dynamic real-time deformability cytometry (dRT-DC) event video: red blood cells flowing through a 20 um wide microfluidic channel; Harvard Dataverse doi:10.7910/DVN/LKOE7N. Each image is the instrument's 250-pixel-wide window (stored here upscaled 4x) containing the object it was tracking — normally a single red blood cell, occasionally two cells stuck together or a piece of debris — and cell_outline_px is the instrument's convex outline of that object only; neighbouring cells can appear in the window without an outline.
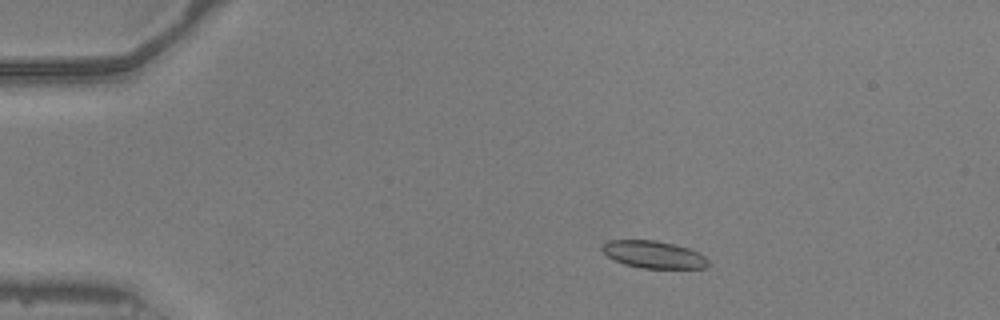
{"species": "common noctule bat (a hibernating species)", "species_latin": "Nyctalus noctula", "temperature_condition": "warm", "stored_images_in_passage": 51, "camera_frame_rate_fps": 3000, "um_per_image_px": 0.085, "animal": {"sex": "male", "body_mass_g": 20.5, "forearm_length_mm": 52.5}, "frame": {"image": 1, "passage_image": 9, "time_ms": 2.667, "image_size_px": [1000, 320], "cell_outline_px": [[708, 264], [704, 268], [644, 268], [624, 264], [608, 256], [600, 248], [608, 240], [656, 240], [688, 248], [704, 256], [708, 260]], "centroid_in_image_um": [55.54, 21.63], "position_along_channel_um": 29.5, "area_um2": 16.59}}
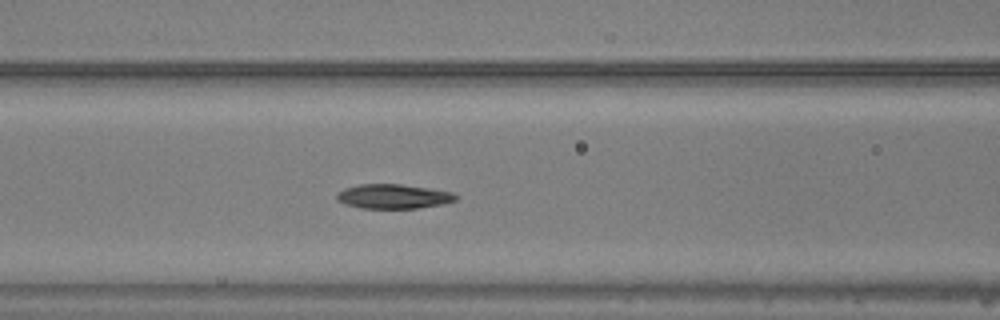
{"frame": {"image": 2, "passage_image": 22, "time_ms": 7.0, "image_size_px": [1000, 320], "cell_outline_px": [[460, 196], [456, 200], [444, 204], [420, 208], [360, 208], [344, 204], [336, 200], [336, 196], [344, 188], [360, 184], [400, 184], [428, 188], [452, 192]], "centroid_in_image_um": [33.46, 16.7], "position_along_channel_um": 133.1, "area_um2": 17.05}}
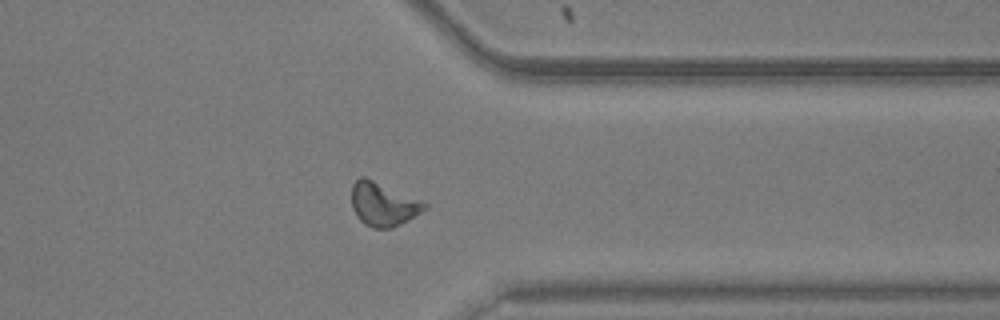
{"frame": {"image": 3, "passage_image": 41, "time_ms": 13.333, "image_size_px": [1000, 320], "cell_outline_px": [[428, 208], [408, 220], [392, 228], [372, 228], [364, 224], [356, 216], [352, 208], [352, 184], [360, 176], [364, 176], [420, 200], [428, 204]], "centroid_in_image_um": [32.55, 17.37], "position_along_channel_um": 378.8, "area_um2": 18.44}, "authors_computed_cell_mechanics": {"area_um2": 17.2822, "velocity_mm_per_s": 3.9368, "shape_relaxation_time_tau1_ms": 6.7221, "shape_relaxation_time_tau2_ms": 4.6975, "deformation_change_tau1": 0.1872, "deformation_change_tau2": 0.1069}}